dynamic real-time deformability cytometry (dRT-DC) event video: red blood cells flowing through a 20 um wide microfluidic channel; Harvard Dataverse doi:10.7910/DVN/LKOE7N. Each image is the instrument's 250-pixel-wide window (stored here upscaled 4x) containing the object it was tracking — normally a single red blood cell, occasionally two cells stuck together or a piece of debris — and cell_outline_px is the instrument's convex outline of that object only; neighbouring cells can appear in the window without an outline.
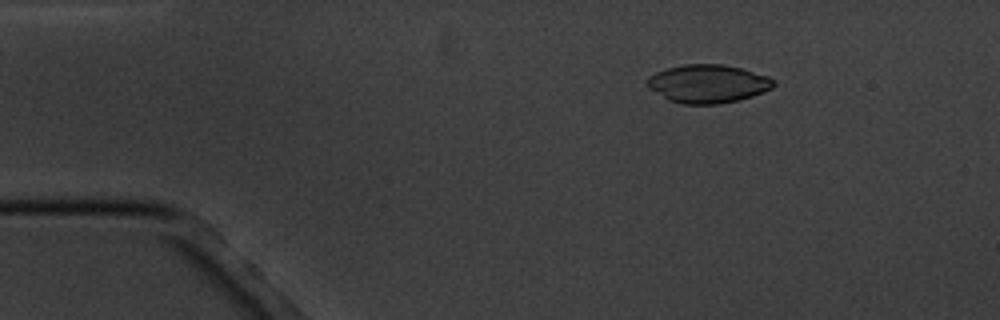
{"species": "common noctule bat (a hibernating species)", "species_latin": "Nyctalus noctula", "temperature_condition": "cold", "stored_images_in_passage": 5, "camera_frame_rate_fps": 3000, "um_per_image_px": 0.085, "animal": {"sex": "male", "body_mass_g": 20.1, "forearm_length_mm": 53.5}, "frame": {"image": 1, "passage_image": 3, "time_ms": 2.333, "image_size_px": [1000, 320], "cell_outline_px": [[776, 84], [772, 88], [764, 92], [740, 100], [720, 104], [680, 104], [668, 100], [648, 88], [644, 84], [648, 76], [656, 72], [668, 68], [684, 64], [720, 64], [740, 68], [768, 76], [776, 80]], "centroid_in_image_um": [60.16, 7.13], "position_along_channel_um": 24.8, "area_um2": 28.5}}